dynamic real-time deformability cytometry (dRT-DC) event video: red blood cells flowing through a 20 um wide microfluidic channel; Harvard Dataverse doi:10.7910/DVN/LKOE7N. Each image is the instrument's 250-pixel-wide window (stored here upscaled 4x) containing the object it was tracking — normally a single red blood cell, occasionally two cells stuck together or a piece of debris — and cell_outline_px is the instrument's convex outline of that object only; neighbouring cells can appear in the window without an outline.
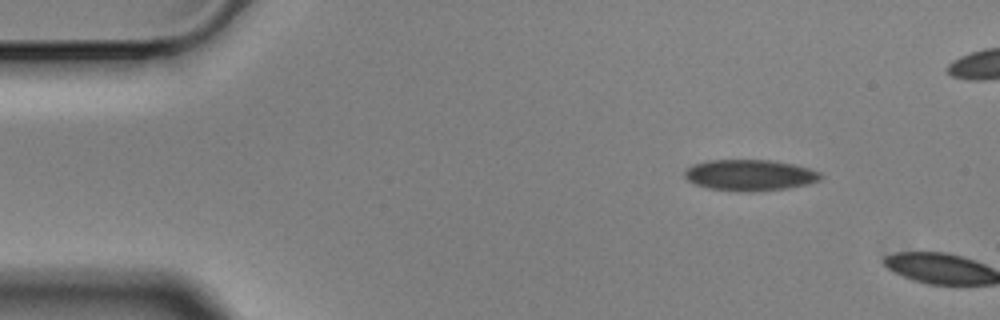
{"species": "Egyptian fruit bat (a non-hibernating species)", "species_latin": "Rousettus aegyptiacus", "temperature_condition": "cold", "stored_images_in_passage": 3, "camera_frame_rate_fps": 3000, "um_per_image_px": 0.085, "animal": {"sex": "male"}, "frame": {"image": 1, "passage_image": 2, "time_ms": 0.333, "image_size_px": [1000, 320], "cell_outline_px": [[824, 176], [820, 180], [808, 184], [788, 188], [752, 192], [748, 192], [708, 188], [696, 184], [688, 180], [684, 176], [684, 172], [692, 164], [708, 160], [772, 160], [796, 164], [820, 172]], "centroid_in_image_um": [63.77, 14.88], "position_along_channel_um": 21.2, "area_um2": 24.8}}